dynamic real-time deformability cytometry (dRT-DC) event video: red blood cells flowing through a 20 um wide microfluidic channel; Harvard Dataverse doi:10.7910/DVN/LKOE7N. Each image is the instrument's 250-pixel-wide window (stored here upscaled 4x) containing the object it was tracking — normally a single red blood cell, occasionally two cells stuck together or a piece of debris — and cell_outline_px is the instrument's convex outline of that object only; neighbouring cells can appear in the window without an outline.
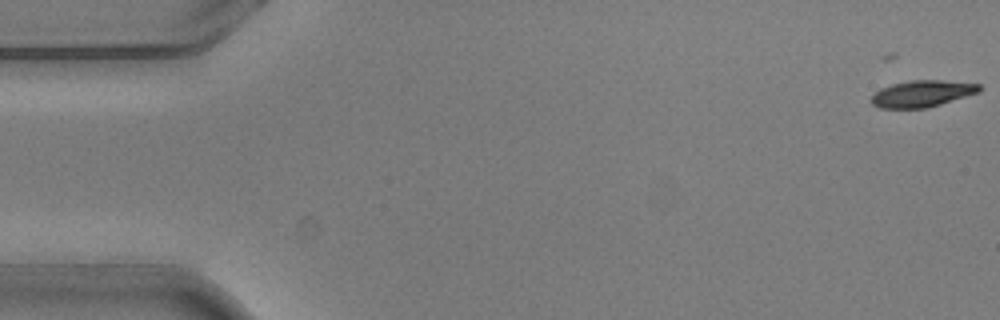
{"species": "common noctule bat (a hibernating species)", "species_latin": "Nyctalus noctula", "temperature_condition": "warm", "stored_images_in_passage": 6, "camera_frame_rate_fps": 3000, "um_per_image_px": 0.085, "animal": {"sex": "male", "body_mass_g": 20.5, "forearm_length_mm": 52.5}, "frame": {"image": 1, "passage_image": 1, "time_ms": 0.0, "image_size_px": [1000, 320], "cell_outline_px": [[984, 88], [980, 92], [928, 108], [880, 108], [872, 104], [872, 96], [880, 88], [892, 84], [908, 80], [944, 80], [980, 84]], "centroid_in_image_um": [78.42, 7.95], "position_along_channel_um": 6.6, "area_um2": 16.88}}
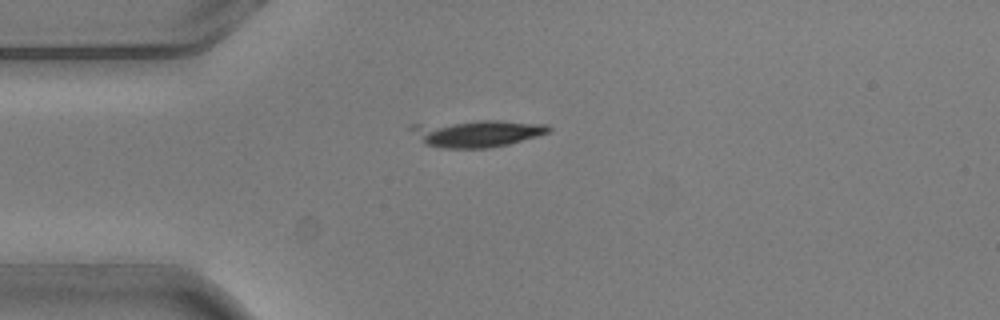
{"frame": {"image": 2, "passage_image": 4, "time_ms": 1.0, "image_size_px": [1000, 320], "cell_outline_px": [[552, 128], [548, 132], [536, 136], [508, 144], [488, 148], [440, 148], [424, 144], [408, 128], [408, 124], [480, 120], [496, 120], [548, 124]], "centroid_in_image_um": [40.46, 11.32], "position_along_channel_um": 44.5, "area_um2": 21.91}}
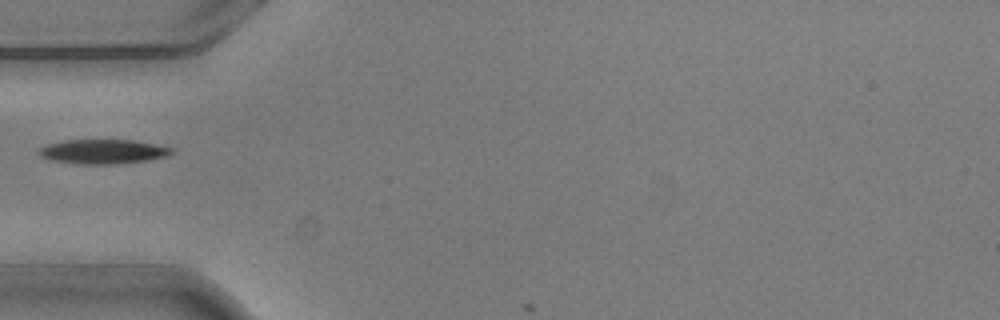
{"frame": {"image": 3, "passage_image": 5, "time_ms": 1.333, "image_size_px": [1000, 320], "cell_outline_px": [[176, 152], [168, 156], [148, 160], [116, 164], [76, 164], [48, 160], [40, 156], [36, 152], [40, 148], [48, 144], [64, 140], [132, 140], [176, 148]], "centroid_in_image_um": [8.77, 12.89], "position_along_channel_um": 76.2, "area_um2": 19.19}}